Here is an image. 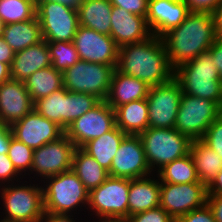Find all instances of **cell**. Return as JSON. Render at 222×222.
Masks as SVG:
<instances>
[{"instance_id":"cell-9","label":"cell","mask_w":222,"mask_h":222,"mask_svg":"<svg viewBox=\"0 0 222 222\" xmlns=\"http://www.w3.org/2000/svg\"><path fill=\"white\" fill-rule=\"evenodd\" d=\"M129 178L109 176L89 191L88 209L97 218L128 219Z\"/></svg>"},{"instance_id":"cell-44","label":"cell","mask_w":222,"mask_h":222,"mask_svg":"<svg viewBox=\"0 0 222 222\" xmlns=\"http://www.w3.org/2000/svg\"><path fill=\"white\" fill-rule=\"evenodd\" d=\"M207 204L216 222H222V195H208Z\"/></svg>"},{"instance_id":"cell-25","label":"cell","mask_w":222,"mask_h":222,"mask_svg":"<svg viewBox=\"0 0 222 222\" xmlns=\"http://www.w3.org/2000/svg\"><path fill=\"white\" fill-rule=\"evenodd\" d=\"M116 126L127 135H139L149 127L146 99L132 101L115 109Z\"/></svg>"},{"instance_id":"cell-43","label":"cell","mask_w":222,"mask_h":222,"mask_svg":"<svg viewBox=\"0 0 222 222\" xmlns=\"http://www.w3.org/2000/svg\"><path fill=\"white\" fill-rule=\"evenodd\" d=\"M208 51L212 55L213 66L218 68L219 79L222 83V39L217 37Z\"/></svg>"},{"instance_id":"cell-38","label":"cell","mask_w":222,"mask_h":222,"mask_svg":"<svg viewBox=\"0 0 222 222\" xmlns=\"http://www.w3.org/2000/svg\"><path fill=\"white\" fill-rule=\"evenodd\" d=\"M129 222H176L161 206L131 215Z\"/></svg>"},{"instance_id":"cell-41","label":"cell","mask_w":222,"mask_h":222,"mask_svg":"<svg viewBox=\"0 0 222 222\" xmlns=\"http://www.w3.org/2000/svg\"><path fill=\"white\" fill-rule=\"evenodd\" d=\"M176 222H216L211 208L205 206L181 216Z\"/></svg>"},{"instance_id":"cell-30","label":"cell","mask_w":222,"mask_h":222,"mask_svg":"<svg viewBox=\"0 0 222 222\" xmlns=\"http://www.w3.org/2000/svg\"><path fill=\"white\" fill-rule=\"evenodd\" d=\"M32 101L49 96L63 88V74L52 66L37 70L24 82Z\"/></svg>"},{"instance_id":"cell-16","label":"cell","mask_w":222,"mask_h":222,"mask_svg":"<svg viewBox=\"0 0 222 222\" xmlns=\"http://www.w3.org/2000/svg\"><path fill=\"white\" fill-rule=\"evenodd\" d=\"M151 173L139 135H127L113 158L109 176L134 179Z\"/></svg>"},{"instance_id":"cell-21","label":"cell","mask_w":222,"mask_h":222,"mask_svg":"<svg viewBox=\"0 0 222 222\" xmlns=\"http://www.w3.org/2000/svg\"><path fill=\"white\" fill-rule=\"evenodd\" d=\"M49 66H51L49 47L43 39L39 43L14 54L11 79L25 82L37 70Z\"/></svg>"},{"instance_id":"cell-11","label":"cell","mask_w":222,"mask_h":222,"mask_svg":"<svg viewBox=\"0 0 222 222\" xmlns=\"http://www.w3.org/2000/svg\"><path fill=\"white\" fill-rule=\"evenodd\" d=\"M208 188L202 182H160V205L174 220L207 204Z\"/></svg>"},{"instance_id":"cell-10","label":"cell","mask_w":222,"mask_h":222,"mask_svg":"<svg viewBox=\"0 0 222 222\" xmlns=\"http://www.w3.org/2000/svg\"><path fill=\"white\" fill-rule=\"evenodd\" d=\"M36 16L46 42H71L80 26L77 9L54 0L41 2L37 6Z\"/></svg>"},{"instance_id":"cell-2","label":"cell","mask_w":222,"mask_h":222,"mask_svg":"<svg viewBox=\"0 0 222 222\" xmlns=\"http://www.w3.org/2000/svg\"><path fill=\"white\" fill-rule=\"evenodd\" d=\"M216 38L213 13L198 11H190L179 26L161 36L174 69L208 51Z\"/></svg>"},{"instance_id":"cell-49","label":"cell","mask_w":222,"mask_h":222,"mask_svg":"<svg viewBox=\"0 0 222 222\" xmlns=\"http://www.w3.org/2000/svg\"><path fill=\"white\" fill-rule=\"evenodd\" d=\"M215 20V31L218 38L222 39V0L213 12Z\"/></svg>"},{"instance_id":"cell-39","label":"cell","mask_w":222,"mask_h":222,"mask_svg":"<svg viewBox=\"0 0 222 222\" xmlns=\"http://www.w3.org/2000/svg\"><path fill=\"white\" fill-rule=\"evenodd\" d=\"M18 176H20V178ZM23 177L24 176H21V174L14 167L7 153L0 154V186H2V184L5 185L6 182H8L6 184H10V181L11 183L16 181L20 184L22 182L20 179L22 180Z\"/></svg>"},{"instance_id":"cell-13","label":"cell","mask_w":222,"mask_h":222,"mask_svg":"<svg viewBox=\"0 0 222 222\" xmlns=\"http://www.w3.org/2000/svg\"><path fill=\"white\" fill-rule=\"evenodd\" d=\"M116 126L115 110L104 100L74 120L66 129L65 135L76 148L99 138Z\"/></svg>"},{"instance_id":"cell-33","label":"cell","mask_w":222,"mask_h":222,"mask_svg":"<svg viewBox=\"0 0 222 222\" xmlns=\"http://www.w3.org/2000/svg\"><path fill=\"white\" fill-rule=\"evenodd\" d=\"M36 9L32 0H0V19L4 25L28 21L36 17Z\"/></svg>"},{"instance_id":"cell-26","label":"cell","mask_w":222,"mask_h":222,"mask_svg":"<svg viewBox=\"0 0 222 222\" xmlns=\"http://www.w3.org/2000/svg\"><path fill=\"white\" fill-rule=\"evenodd\" d=\"M189 154L200 182L208 187L222 169L221 157L201 139L191 141Z\"/></svg>"},{"instance_id":"cell-42","label":"cell","mask_w":222,"mask_h":222,"mask_svg":"<svg viewBox=\"0 0 222 222\" xmlns=\"http://www.w3.org/2000/svg\"><path fill=\"white\" fill-rule=\"evenodd\" d=\"M221 0H184L189 11L213 13Z\"/></svg>"},{"instance_id":"cell-36","label":"cell","mask_w":222,"mask_h":222,"mask_svg":"<svg viewBox=\"0 0 222 222\" xmlns=\"http://www.w3.org/2000/svg\"><path fill=\"white\" fill-rule=\"evenodd\" d=\"M33 154L34 149L18 141L15 137H11L7 155L21 175L24 173L23 176H26L31 171Z\"/></svg>"},{"instance_id":"cell-31","label":"cell","mask_w":222,"mask_h":222,"mask_svg":"<svg viewBox=\"0 0 222 222\" xmlns=\"http://www.w3.org/2000/svg\"><path fill=\"white\" fill-rule=\"evenodd\" d=\"M34 110L65 130L67 128V90L63 87L37 100L34 103Z\"/></svg>"},{"instance_id":"cell-28","label":"cell","mask_w":222,"mask_h":222,"mask_svg":"<svg viewBox=\"0 0 222 222\" xmlns=\"http://www.w3.org/2000/svg\"><path fill=\"white\" fill-rule=\"evenodd\" d=\"M126 136L127 134L115 126L111 131L99 138L87 142L82 149L92 156L103 168L109 171L113 158Z\"/></svg>"},{"instance_id":"cell-17","label":"cell","mask_w":222,"mask_h":222,"mask_svg":"<svg viewBox=\"0 0 222 222\" xmlns=\"http://www.w3.org/2000/svg\"><path fill=\"white\" fill-rule=\"evenodd\" d=\"M10 128L13 137L32 149L40 148L65 134V130L61 126L45 118L34 109L23 119L13 123Z\"/></svg>"},{"instance_id":"cell-20","label":"cell","mask_w":222,"mask_h":222,"mask_svg":"<svg viewBox=\"0 0 222 222\" xmlns=\"http://www.w3.org/2000/svg\"><path fill=\"white\" fill-rule=\"evenodd\" d=\"M152 35L145 17L112 6L110 36L118 47L142 42Z\"/></svg>"},{"instance_id":"cell-12","label":"cell","mask_w":222,"mask_h":222,"mask_svg":"<svg viewBox=\"0 0 222 222\" xmlns=\"http://www.w3.org/2000/svg\"><path fill=\"white\" fill-rule=\"evenodd\" d=\"M180 83L173 78L170 82L151 86L147 103L150 128H174L182 97Z\"/></svg>"},{"instance_id":"cell-15","label":"cell","mask_w":222,"mask_h":222,"mask_svg":"<svg viewBox=\"0 0 222 222\" xmlns=\"http://www.w3.org/2000/svg\"><path fill=\"white\" fill-rule=\"evenodd\" d=\"M73 43L80 60L116 68L119 47L111 36L80 25Z\"/></svg>"},{"instance_id":"cell-14","label":"cell","mask_w":222,"mask_h":222,"mask_svg":"<svg viewBox=\"0 0 222 222\" xmlns=\"http://www.w3.org/2000/svg\"><path fill=\"white\" fill-rule=\"evenodd\" d=\"M74 143L64 134L59 139L48 142L40 148L34 149L30 176L41 180L72 169V157L75 150Z\"/></svg>"},{"instance_id":"cell-19","label":"cell","mask_w":222,"mask_h":222,"mask_svg":"<svg viewBox=\"0 0 222 222\" xmlns=\"http://www.w3.org/2000/svg\"><path fill=\"white\" fill-rule=\"evenodd\" d=\"M189 12L184 0H148L146 21L151 33L161 37L179 26Z\"/></svg>"},{"instance_id":"cell-8","label":"cell","mask_w":222,"mask_h":222,"mask_svg":"<svg viewBox=\"0 0 222 222\" xmlns=\"http://www.w3.org/2000/svg\"><path fill=\"white\" fill-rule=\"evenodd\" d=\"M114 70L110 65L79 60L62 73L63 87L69 92L91 94L104 101Z\"/></svg>"},{"instance_id":"cell-1","label":"cell","mask_w":222,"mask_h":222,"mask_svg":"<svg viewBox=\"0 0 222 222\" xmlns=\"http://www.w3.org/2000/svg\"><path fill=\"white\" fill-rule=\"evenodd\" d=\"M116 69L144 81L149 87L170 82L175 73L162 39L156 35L119 47Z\"/></svg>"},{"instance_id":"cell-50","label":"cell","mask_w":222,"mask_h":222,"mask_svg":"<svg viewBox=\"0 0 222 222\" xmlns=\"http://www.w3.org/2000/svg\"><path fill=\"white\" fill-rule=\"evenodd\" d=\"M9 79H11V67L0 62V85Z\"/></svg>"},{"instance_id":"cell-52","label":"cell","mask_w":222,"mask_h":222,"mask_svg":"<svg viewBox=\"0 0 222 222\" xmlns=\"http://www.w3.org/2000/svg\"><path fill=\"white\" fill-rule=\"evenodd\" d=\"M98 222H129V220L117 218H99Z\"/></svg>"},{"instance_id":"cell-7","label":"cell","mask_w":222,"mask_h":222,"mask_svg":"<svg viewBox=\"0 0 222 222\" xmlns=\"http://www.w3.org/2000/svg\"><path fill=\"white\" fill-rule=\"evenodd\" d=\"M221 114L217 102L183 93L174 128L191 140H199Z\"/></svg>"},{"instance_id":"cell-34","label":"cell","mask_w":222,"mask_h":222,"mask_svg":"<svg viewBox=\"0 0 222 222\" xmlns=\"http://www.w3.org/2000/svg\"><path fill=\"white\" fill-rule=\"evenodd\" d=\"M47 44L50 52L51 66L57 71L63 73L80 60L73 41L47 42Z\"/></svg>"},{"instance_id":"cell-46","label":"cell","mask_w":222,"mask_h":222,"mask_svg":"<svg viewBox=\"0 0 222 222\" xmlns=\"http://www.w3.org/2000/svg\"><path fill=\"white\" fill-rule=\"evenodd\" d=\"M14 54L15 52L13 51V49L2 37H0V62L8 64L11 67Z\"/></svg>"},{"instance_id":"cell-51","label":"cell","mask_w":222,"mask_h":222,"mask_svg":"<svg viewBox=\"0 0 222 222\" xmlns=\"http://www.w3.org/2000/svg\"><path fill=\"white\" fill-rule=\"evenodd\" d=\"M33 3L38 6L41 2L46 1V0H32ZM56 2H60L63 5L69 6L71 8L77 9V7L80 5L81 0H54Z\"/></svg>"},{"instance_id":"cell-29","label":"cell","mask_w":222,"mask_h":222,"mask_svg":"<svg viewBox=\"0 0 222 222\" xmlns=\"http://www.w3.org/2000/svg\"><path fill=\"white\" fill-rule=\"evenodd\" d=\"M72 170L88 191L98 187L109 177L108 171L82 148L74 150Z\"/></svg>"},{"instance_id":"cell-47","label":"cell","mask_w":222,"mask_h":222,"mask_svg":"<svg viewBox=\"0 0 222 222\" xmlns=\"http://www.w3.org/2000/svg\"><path fill=\"white\" fill-rule=\"evenodd\" d=\"M73 214H56L44 212L40 222H75Z\"/></svg>"},{"instance_id":"cell-37","label":"cell","mask_w":222,"mask_h":222,"mask_svg":"<svg viewBox=\"0 0 222 222\" xmlns=\"http://www.w3.org/2000/svg\"><path fill=\"white\" fill-rule=\"evenodd\" d=\"M201 140L222 159V114L209 126Z\"/></svg>"},{"instance_id":"cell-35","label":"cell","mask_w":222,"mask_h":222,"mask_svg":"<svg viewBox=\"0 0 222 222\" xmlns=\"http://www.w3.org/2000/svg\"><path fill=\"white\" fill-rule=\"evenodd\" d=\"M99 102L94 95L67 91V127Z\"/></svg>"},{"instance_id":"cell-4","label":"cell","mask_w":222,"mask_h":222,"mask_svg":"<svg viewBox=\"0 0 222 222\" xmlns=\"http://www.w3.org/2000/svg\"><path fill=\"white\" fill-rule=\"evenodd\" d=\"M43 182L44 185L41 184V186L45 212L56 214H72L73 212L75 215L78 207L81 210L83 205L87 209L89 191L72 169L48 177Z\"/></svg>"},{"instance_id":"cell-18","label":"cell","mask_w":222,"mask_h":222,"mask_svg":"<svg viewBox=\"0 0 222 222\" xmlns=\"http://www.w3.org/2000/svg\"><path fill=\"white\" fill-rule=\"evenodd\" d=\"M34 109L24 82L9 79L0 85V124L11 126Z\"/></svg>"},{"instance_id":"cell-32","label":"cell","mask_w":222,"mask_h":222,"mask_svg":"<svg viewBox=\"0 0 222 222\" xmlns=\"http://www.w3.org/2000/svg\"><path fill=\"white\" fill-rule=\"evenodd\" d=\"M156 178H159L160 182L172 184L194 183L200 181L190 154L165 165L157 172Z\"/></svg>"},{"instance_id":"cell-24","label":"cell","mask_w":222,"mask_h":222,"mask_svg":"<svg viewBox=\"0 0 222 222\" xmlns=\"http://www.w3.org/2000/svg\"><path fill=\"white\" fill-rule=\"evenodd\" d=\"M111 11L110 0H81L77 7L79 25L110 36Z\"/></svg>"},{"instance_id":"cell-5","label":"cell","mask_w":222,"mask_h":222,"mask_svg":"<svg viewBox=\"0 0 222 222\" xmlns=\"http://www.w3.org/2000/svg\"><path fill=\"white\" fill-rule=\"evenodd\" d=\"M139 137L152 174L155 173L154 171L158 172L168 163L189 154L192 141L175 128L148 127L139 134ZM156 168L157 170H155Z\"/></svg>"},{"instance_id":"cell-23","label":"cell","mask_w":222,"mask_h":222,"mask_svg":"<svg viewBox=\"0 0 222 222\" xmlns=\"http://www.w3.org/2000/svg\"><path fill=\"white\" fill-rule=\"evenodd\" d=\"M148 90L149 86L144 81L123 74L115 68L105 101L115 110L123 104L146 99Z\"/></svg>"},{"instance_id":"cell-45","label":"cell","mask_w":222,"mask_h":222,"mask_svg":"<svg viewBox=\"0 0 222 222\" xmlns=\"http://www.w3.org/2000/svg\"><path fill=\"white\" fill-rule=\"evenodd\" d=\"M13 136L10 126L0 124V154L8 152L10 139Z\"/></svg>"},{"instance_id":"cell-22","label":"cell","mask_w":222,"mask_h":222,"mask_svg":"<svg viewBox=\"0 0 222 222\" xmlns=\"http://www.w3.org/2000/svg\"><path fill=\"white\" fill-rule=\"evenodd\" d=\"M129 179L128 218L160 205V181L155 175Z\"/></svg>"},{"instance_id":"cell-27","label":"cell","mask_w":222,"mask_h":222,"mask_svg":"<svg viewBox=\"0 0 222 222\" xmlns=\"http://www.w3.org/2000/svg\"><path fill=\"white\" fill-rule=\"evenodd\" d=\"M1 37L15 53L43 40L37 16L28 21L4 25Z\"/></svg>"},{"instance_id":"cell-53","label":"cell","mask_w":222,"mask_h":222,"mask_svg":"<svg viewBox=\"0 0 222 222\" xmlns=\"http://www.w3.org/2000/svg\"><path fill=\"white\" fill-rule=\"evenodd\" d=\"M3 27H4V24H3L2 20L0 19V37L2 36Z\"/></svg>"},{"instance_id":"cell-6","label":"cell","mask_w":222,"mask_h":222,"mask_svg":"<svg viewBox=\"0 0 222 222\" xmlns=\"http://www.w3.org/2000/svg\"><path fill=\"white\" fill-rule=\"evenodd\" d=\"M10 183L0 186V197L5 213L3 221L6 222H40L44 215V201L42 186L37 184L26 185ZM25 185V186H24Z\"/></svg>"},{"instance_id":"cell-40","label":"cell","mask_w":222,"mask_h":222,"mask_svg":"<svg viewBox=\"0 0 222 222\" xmlns=\"http://www.w3.org/2000/svg\"><path fill=\"white\" fill-rule=\"evenodd\" d=\"M112 6L146 18L148 0H110Z\"/></svg>"},{"instance_id":"cell-3","label":"cell","mask_w":222,"mask_h":222,"mask_svg":"<svg viewBox=\"0 0 222 222\" xmlns=\"http://www.w3.org/2000/svg\"><path fill=\"white\" fill-rule=\"evenodd\" d=\"M174 78L184 94L209 99L222 107V83L209 51L180 64L175 68Z\"/></svg>"},{"instance_id":"cell-48","label":"cell","mask_w":222,"mask_h":222,"mask_svg":"<svg viewBox=\"0 0 222 222\" xmlns=\"http://www.w3.org/2000/svg\"><path fill=\"white\" fill-rule=\"evenodd\" d=\"M207 188L208 195H222V169Z\"/></svg>"}]
</instances>
